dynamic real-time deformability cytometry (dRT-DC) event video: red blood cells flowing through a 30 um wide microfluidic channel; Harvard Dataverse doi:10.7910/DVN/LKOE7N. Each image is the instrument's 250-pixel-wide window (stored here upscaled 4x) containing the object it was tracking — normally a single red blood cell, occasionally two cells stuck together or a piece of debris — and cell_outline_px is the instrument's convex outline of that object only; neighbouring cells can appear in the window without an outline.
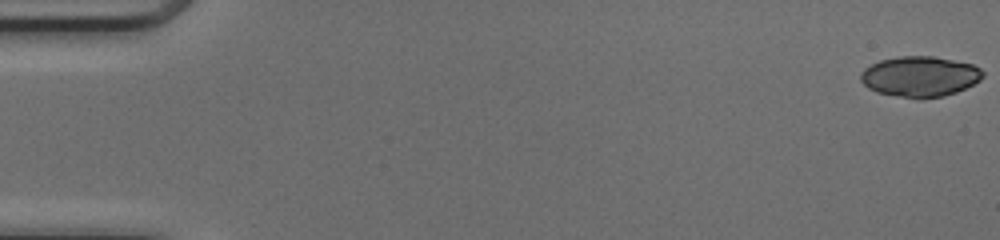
{"species": "common noctule bat (a hibernating species)", "species_latin": "Nyctalus noctula", "temperature_condition": "cold", "stored_images_in_passage": 50, "segment_of_instrument_passage": [1, 2], "camera_frame_rate_fps": 3000, "um_per_image_px": 0.085, "animal": {"sex": "female", "body_mass_g": 17.0, "forearm_length_mm": 48.0}, "frame": {"image": 1, "passage_image": 1, "time_ms": 0.0, "image_size_px": [1000, 240], "cell_outline_px": [[984, 76], [980, 80], [956, 92], [944, 96], [920, 100], [876, 92], [868, 88], [860, 80], [860, 72], [864, 68], [880, 60], [900, 56], [932, 56], [972, 64], [980, 68], [984, 72]], "centroid_in_image_um": [78.17, 6.51], "position_along_channel_um": 6.8, "area_um2": 28.96}}
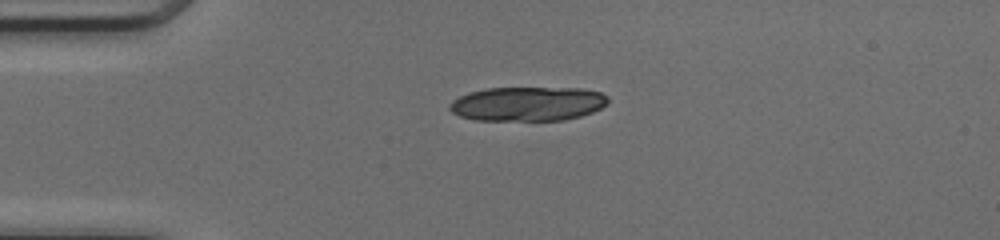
{"frame": {"image": 2, "passage_image": 13, "time_ms": 4.0, "image_size_px": [1000, 240], "cell_outline_px": [[608, 100], [600, 108], [592, 112], [580, 116], [564, 120], [476, 120], [460, 116], [452, 112], [448, 108], [448, 104], [452, 100], [468, 92], [484, 88], [580, 88], [600, 92], [608, 96]], "centroid_in_image_um": [44.81, 8.82], "position_along_channel_um": 40.2, "area_um2": 31.67}}